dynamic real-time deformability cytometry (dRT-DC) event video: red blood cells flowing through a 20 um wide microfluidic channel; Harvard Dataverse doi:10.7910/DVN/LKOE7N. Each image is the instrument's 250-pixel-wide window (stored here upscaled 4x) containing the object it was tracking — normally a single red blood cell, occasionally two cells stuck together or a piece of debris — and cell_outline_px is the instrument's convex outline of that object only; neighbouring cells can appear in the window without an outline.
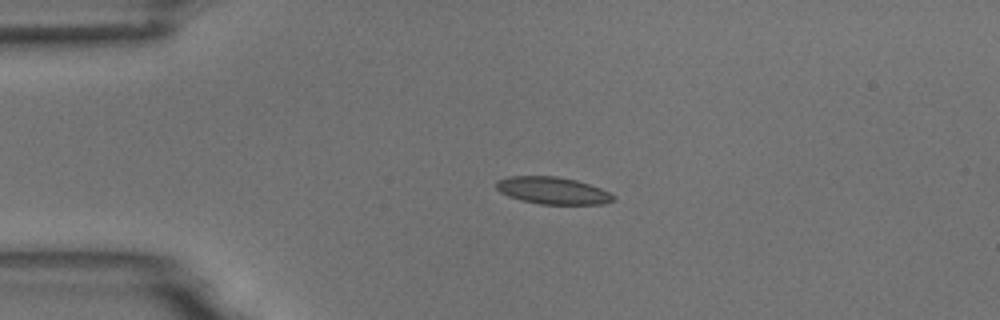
{"species": "common noctule bat (a hibernating species)", "species_latin": "Nyctalus noctula", "temperature_condition": "room temperature", "stored_images_in_passage": 2, "camera_frame_rate_fps": 3000, "um_per_image_px": 0.085, "animal": {"sex": "male", "body_mass_g": 18.8}, "frame": {"image": 1, "passage_image": 1, "time_ms": 0.0, "image_size_px": [1000, 320], "cell_outline_px": [[616, 200], [604, 204], [540, 204], [520, 200], [508, 196], [500, 192], [496, 188], [496, 180], [508, 176], [556, 176], [576, 180], [600, 188], [616, 196]], "centroid_in_image_um": [46.97, 16.2], "position_along_channel_um": 38.0, "area_um2": 18.61}}